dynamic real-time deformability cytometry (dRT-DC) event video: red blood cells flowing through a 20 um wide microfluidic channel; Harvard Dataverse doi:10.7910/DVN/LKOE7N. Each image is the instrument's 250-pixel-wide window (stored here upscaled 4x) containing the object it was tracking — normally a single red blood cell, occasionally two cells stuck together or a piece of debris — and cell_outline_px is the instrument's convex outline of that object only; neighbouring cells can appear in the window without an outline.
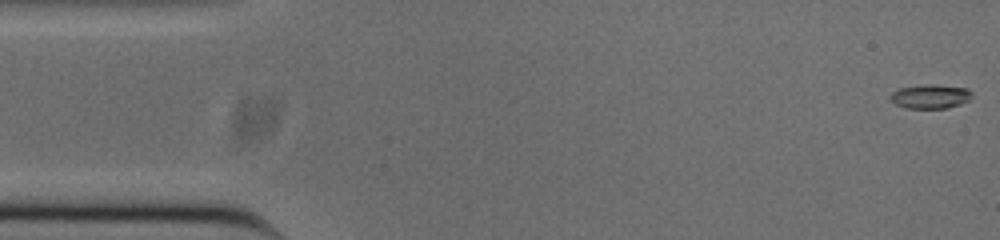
{"species": "common noctule bat (a hibernating species)", "species_latin": "Nyctalus noctula", "temperature_condition": "cold", "stored_images_in_passage": 53, "camera_frame_rate_fps": 3000, "um_per_image_px": 0.085, "animal": {"sex": "male", "body_mass_g": 20.0, "forearm_length_mm": 53.3}, "frame": {"image": 1, "passage_image": 1, "time_ms": 0.0, "image_size_px": [1000, 240], "cell_outline_px": [[972, 96], [968, 100], [960, 104], [948, 108], [904, 108], [888, 100], [888, 96], [892, 92], [900, 88], [924, 84], [932, 84], [968, 88], [972, 92]], "centroid_in_image_um": [79.05, 8.19], "position_along_channel_um": 6.0, "area_um2": 11.62}}
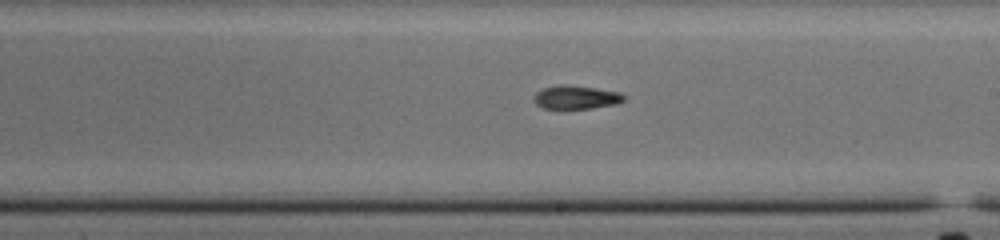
{"frame": {"image": 2, "passage_image": 29, "time_ms": 9.333, "image_size_px": [1000, 240], "cell_outline_px": [[624, 100], [616, 104], [592, 108], [544, 108], [536, 104], [532, 100], [532, 96], [536, 92], [544, 88], [560, 84], [568, 84], [596, 88], [620, 92], [624, 96]], "centroid_in_image_um": [48.93, 8.25], "position_along_channel_um": 240.1, "area_um2": 12.37}}
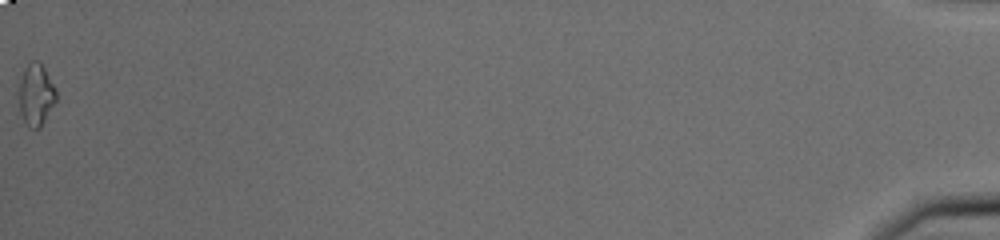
{"frame": {"image": 3, "passage_image": 53, "time_ms": 17.333, "image_size_px": [1000, 240], "cell_outline_px": [[56, 100], [40, 128], [36, 132], [28, 128], [20, 112], [16, 92], [24, 68], [32, 60], [40, 60], [56, 88]], "centroid_in_image_um": [3.02, 8.06], "position_along_channel_um": 432.2, "area_um2": 13.99}}